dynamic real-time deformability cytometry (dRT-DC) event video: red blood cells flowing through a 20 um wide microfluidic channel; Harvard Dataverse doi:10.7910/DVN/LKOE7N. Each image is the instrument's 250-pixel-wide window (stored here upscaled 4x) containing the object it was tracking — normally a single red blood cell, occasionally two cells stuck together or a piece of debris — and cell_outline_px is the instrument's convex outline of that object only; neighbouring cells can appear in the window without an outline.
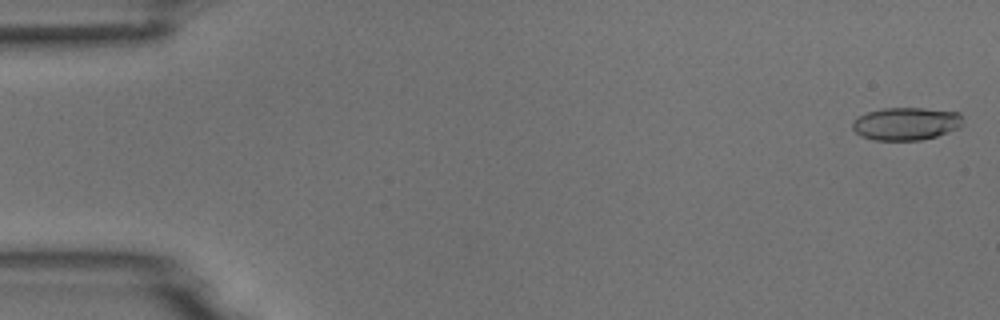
{"species": "common noctule bat (a hibernating species)", "species_latin": "Nyctalus noctula", "temperature_condition": "room temperature", "stored_images_in_passage": 4, "camera_frame_rate_fps": 3000, "um_per_image_px": 0.085, "animal": {"sex": "male", "body_mass_g": 18.8}, "frame": {"image": 1, "passage_image": 1, "time_ms": 0.0, "image_size_px": [1000, 320], "cell_outline_px": [[964, 124], [960, 128], [936, 136], [920, 140], [872, 140], [860, 136], [852, 128], [852, 124], [860, 116], [868, 112], [884, 108], [924, 108], [960, 112]], "centroid_in_image_um": [77.06, 10.52], "position_along_channel_um": 7.9, "area_um2": 21.15}}
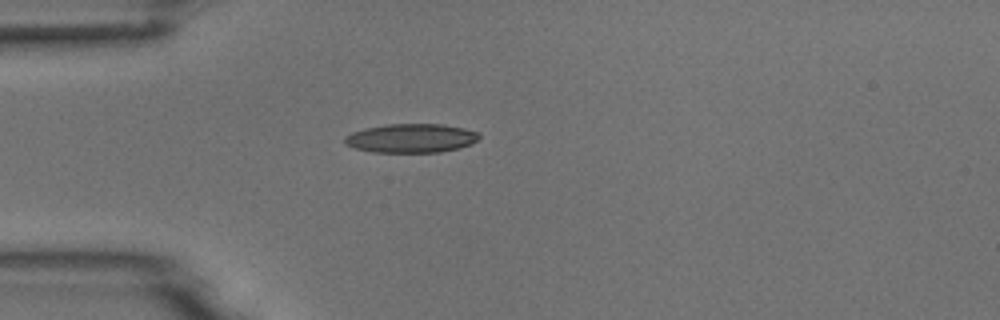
{"frame": {"image": 2, "passage_image": 4, "time_ms": 1.0, "image_size_px": [1000, 320], "cell_outline_px": [[480, 136], [472, 144], [460, 148], [440, 152], [372, 152], [356, 148], [344, 144], [344, 136], [352, 132], [364, 128], [388, 124], [444, 124], [464, 128], [480, 132]], "centroid_in_image_um": [34.96, 11.74], "position_along_channel_um": 50.0, "area_um2": 22.83}}